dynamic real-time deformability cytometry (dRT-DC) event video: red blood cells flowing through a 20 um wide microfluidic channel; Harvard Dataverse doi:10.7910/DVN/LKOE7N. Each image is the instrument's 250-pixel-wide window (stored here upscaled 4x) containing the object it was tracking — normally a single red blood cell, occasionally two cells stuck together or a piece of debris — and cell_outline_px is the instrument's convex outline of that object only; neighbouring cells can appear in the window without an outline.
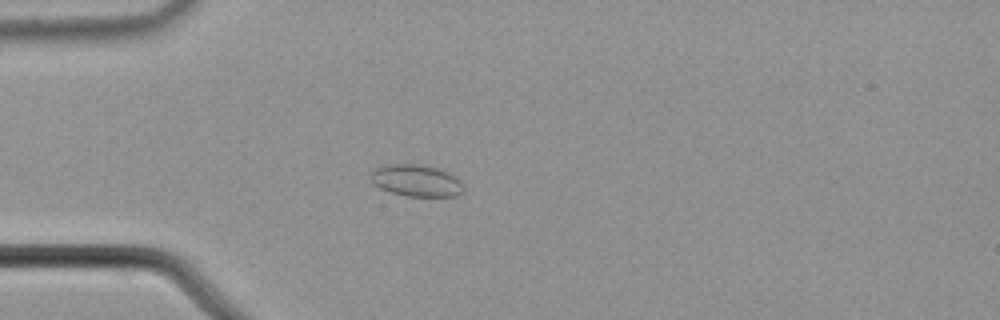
{"species": "common noctule bat (a hibernating species)", "species_latin": "Nyctalus noctula", "temperature_condition": "cold", "stored_images_in_passage": 4, "camera_frame_rate_fps": 3000, "um_per_image_px": 0.085, "animal": {"sex": "male", "body_mass_g": 21.5, "forearm_length_mm": 52.0}, "frame": {"image": 1, "passage_image": 4, "time_ms": 1.0, "image_size_px": [1000, 320], "cell_outline_px": [[464, 188], [456, 196], [404, 196], [380, 188], [372, 184], [368, 176], [372, 168], [384, 164], [420, 164], [440, 168], [456, 176], [460, 180]], "centroid_in_image_um": [35.32, 15.32], "position_along_channel_um": 49.7, "area_um2": 17.63}}